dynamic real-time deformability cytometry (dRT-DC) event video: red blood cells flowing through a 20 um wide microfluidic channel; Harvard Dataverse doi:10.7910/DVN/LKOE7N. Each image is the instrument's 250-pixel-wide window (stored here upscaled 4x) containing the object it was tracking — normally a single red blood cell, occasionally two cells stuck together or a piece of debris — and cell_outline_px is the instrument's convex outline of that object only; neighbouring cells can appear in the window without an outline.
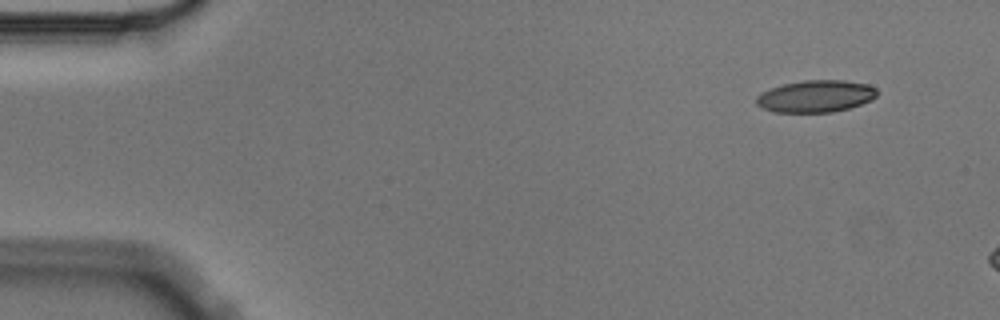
{"species": "Egyptian fruit bat (a non-hibernating species)", "species_latin": "Rousettus aegyptiacus", "temperature_condition": "cold", "stored_images_in_passage": 3, "camera_frame_rate_fps": 3000, "um_per_image_px": 0.085, "animal": {"sex": "male"}, "frame": {"image": 1, "passage_image": 1, "time_ms": 0.0, "image_size_px": [1000, 320], "cell_outline_px": [[876, 96], [872, 100], [848, 108], [832, 112], [772, 112], [760, 108], [756, 104], [756, 96], [772, 88], [784, 84], [804, 80], [844, 80], [868, 84], [876, 88]], "centroid_in_image_um": [69.33, 8.18], "position_along_channel_um": 15.7, "area_um2": 22.48}}